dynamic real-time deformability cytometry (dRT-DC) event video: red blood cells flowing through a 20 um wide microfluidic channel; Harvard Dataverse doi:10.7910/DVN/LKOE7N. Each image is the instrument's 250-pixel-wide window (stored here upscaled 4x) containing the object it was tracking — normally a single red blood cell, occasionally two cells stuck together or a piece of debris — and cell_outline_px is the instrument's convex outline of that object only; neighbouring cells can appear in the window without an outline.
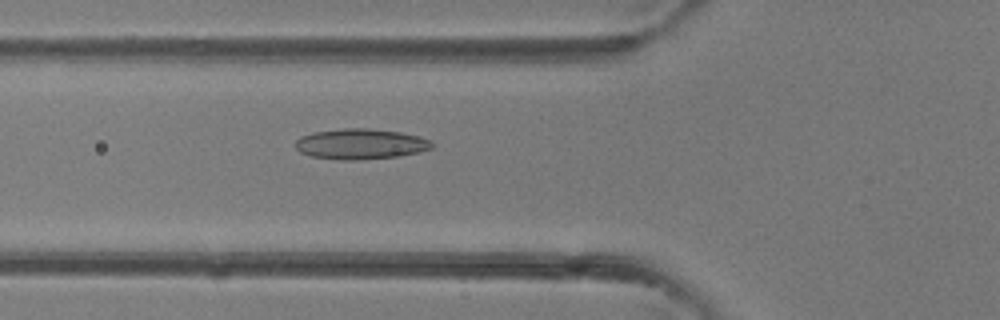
{"species": "common noctule bat (a hibernating species)", "species_latin": "Nyctalus noctula", "temperature_condition": "room temperature", "stored_images_in_passage": 41, "camera_frame_rate_fps": 3000, "um_per_image_px": 0.085, "animal": {"sex": "female"}, "frame": {"image": 1, "passage_image": 15, "time_ms": 4.667, "image_size_px": [1000, 320], "cell_outline_px": [[436, 144], [432, 148], [420, 152], [400, 156], [356, 160], [340, 160], [312, 156], [300, 152], [296, 148], [296, 140], [300, 136], [312, 132], [344, 128], [368, 128], [400, 132], [420, 136], [432, 140]], "centroid_in_image_um": [30.69, 12.23], "position_along_channel_um": 95.1, "area_um2": 24.51}}
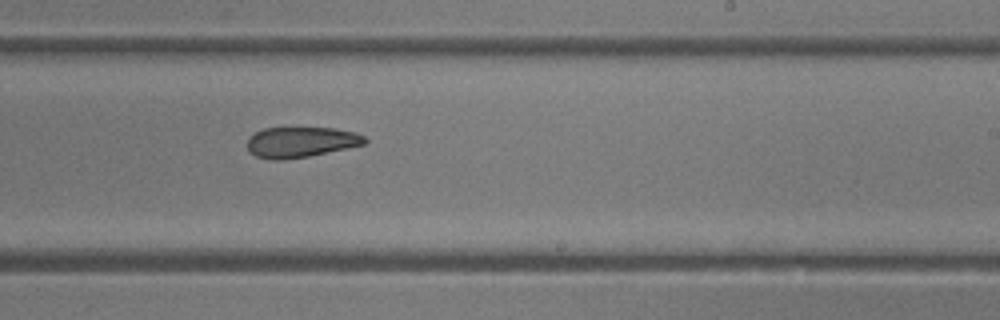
{"frame": {"image": 2, "passage_image": 25, "time_ms": 8.0, "image_size_px": [1000, 320], "cell_outline_px": [[368, 144], [308, 156], [284, 160], [272, 160], [256, 156], [248, 152], [248, 136], [264, 128], [336, 128], [356, 132], [364, 136], [368, 140]], "centroid_in_image_um": [25.6, 12.08], "position_along_channel_um": 263.4, "area_um2": 21.1}}
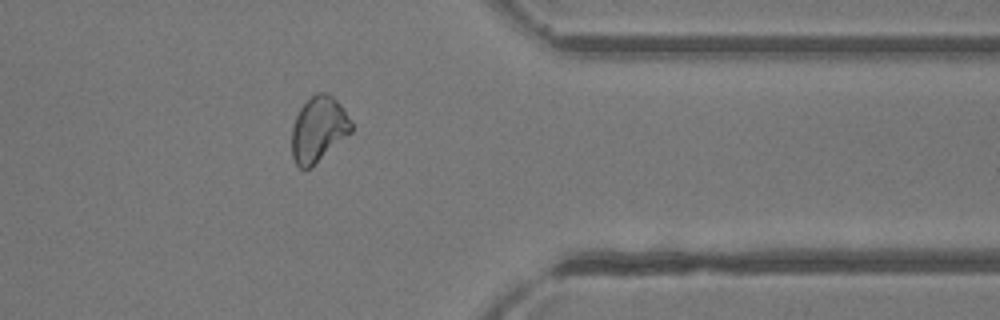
{"frame": {"image": 3, "passage_image": 33, "time_ms": 10.667, "image_size_px": [1000, 320], "cell_outline_px": [[352, 132], [308, 168], [300, 168], [296, 164], [292, 156], [292, 128], [296, 116], [300, 108], [316, 92], [328, 92], [344, 108], [352, 124]], "centroid_in_image_um": [27.07, 10.95], "position_along_channel_um": 384.3, "area_um2": 22.25}}